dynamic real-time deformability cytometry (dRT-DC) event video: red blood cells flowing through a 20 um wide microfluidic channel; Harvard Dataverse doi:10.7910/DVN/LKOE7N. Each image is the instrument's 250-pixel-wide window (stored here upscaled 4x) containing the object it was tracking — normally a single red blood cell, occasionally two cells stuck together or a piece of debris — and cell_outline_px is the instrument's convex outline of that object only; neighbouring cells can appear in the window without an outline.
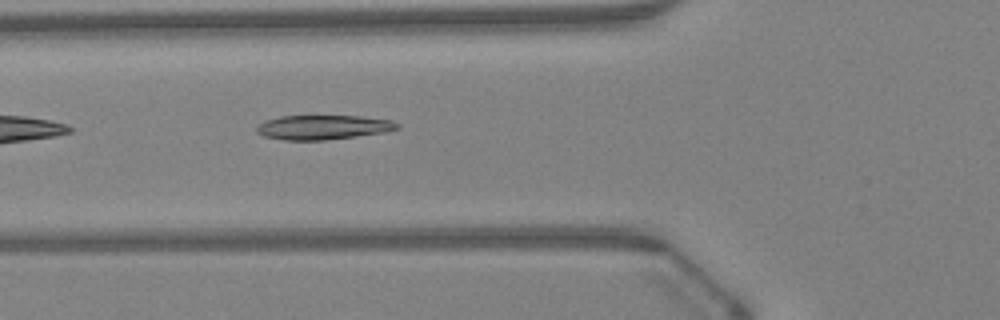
{"species": "Egyptian fruit bat (a non-hibernating species)", "species_latin": "Rousettus aegyptiacus", "temperature_condition": "warm", "stored_images_in_passage": 33, "camera_frame_rate_fps": 3000, "um_per_image_px": 0.085, "animal": {"sex": "female"}, "frame": {"image": 1, "passage_image": 3, "time_ms": 0.667, "image_size_px": [1000, 320], "cell_outline_px": [[400, 128], [384, 132], [324, 140], [284, 140], [264, 136], [256, 132], [256, 128], [264, 120], [280, 116], [360, 116], [392, 120], [400, 124]], "centroid_in_image_um": [27.45, 10.81], "position_along_channel_um": 98.3, "area_um2": 19.94}}
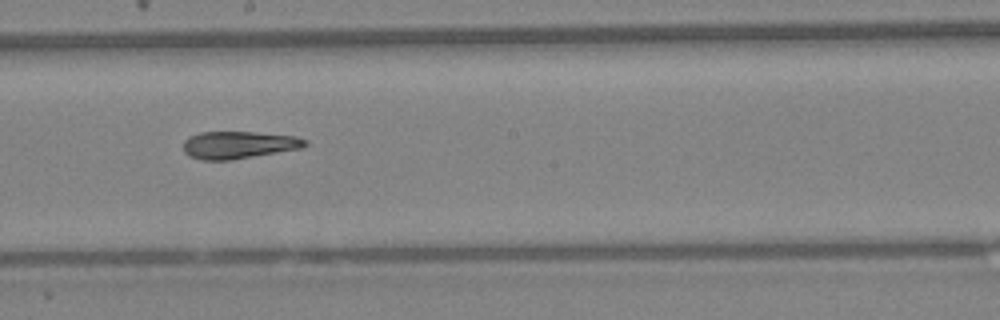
{"frame": {"image": 2, "passage_image": 12, "time_ms": 3.667, "image_size_px": [1000, 320], "cell_outline_px": [[308, 144], [300, 148], [228, 160], [200, 160], [188, 156], [184, 152], [184, 140], [188, 136], [200, 132], [256, 132], [296, 136], [308, 140]], "centroid_in_image_um": [20.24, 12.31], "position_along_channel_um": 228.0, "area_um2": 19.36}}
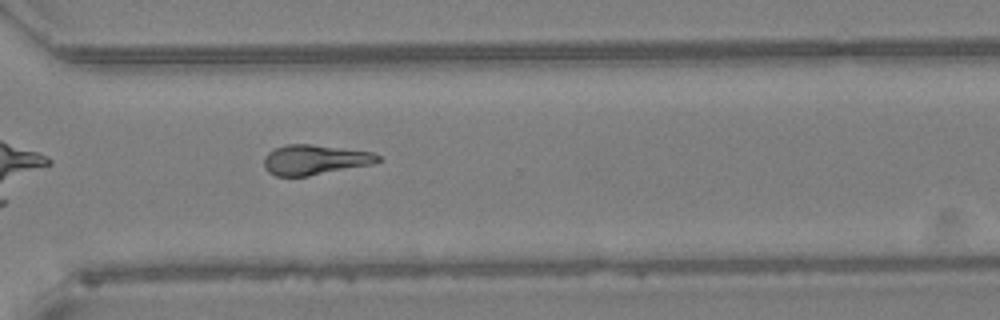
{"frame": {"image": 3, "passage_image": 20, "time_ms": 6.333, "image_size_px": [1000, 320], "cell_outline_px": [[380, 160], [372, 164], [308, 176], [276, 176], [268, 172], [264, 168], [264, 156], [268, 152], [276, 148], [288, 144], [312, 144], [372, 152], [380, 156]], "centroid_in_image_um": [26.73, 13.58], "position_along_channel_um": 343.9, "area_um2": 19.83}, "authors_computed_cell_mechanics": {"area_um2": 19.652, "velocity_mm_per_s": 4.3394, "shape_relaxation_time_tau1_ms": 9.3563, "shape_relaxation_time_tau2_ms": 6.7932, "deformation_change_tau1": 0.2425, "deformation_change_tau2": 0.188}}